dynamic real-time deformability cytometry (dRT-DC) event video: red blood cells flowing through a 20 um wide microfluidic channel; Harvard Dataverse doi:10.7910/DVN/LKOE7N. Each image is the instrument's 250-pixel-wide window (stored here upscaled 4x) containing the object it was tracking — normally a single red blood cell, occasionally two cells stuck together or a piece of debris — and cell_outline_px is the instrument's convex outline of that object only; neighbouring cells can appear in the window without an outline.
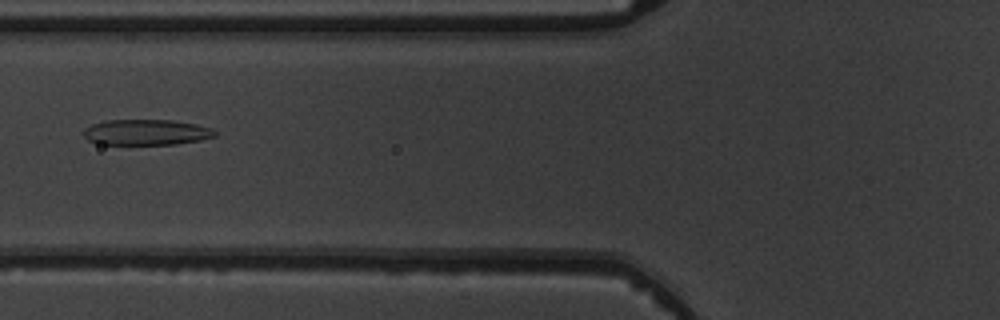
{"species": "common noctule bat (a hibernating species)", "species_latin": "Nyctalus noctula", "temperature_condition": "warm", "stored_images_in_passage": 6, "camera_frame_rate_fps": 3000, "um_per_image_px": 0.085, "animal": {"sex": "male", "body_mass_g": 19.5, "forearm_length_mm": 54.6}, "frame": {"image": 1, "passage_image": 6, "time_ms": 6.667, "image_size_px": [1000, 320], "cell_outline_px": [[216, 136], [200, 140], [176, 144], [96, 144], [88, 140], [84, 136], [84, 128], [92, 124], [108, 120], [172, 120], [196, 124], [212, 128], [216, 132]], "centroid_in_image_um": [12.43, 11.24], "position_along_channel_um": 113.4, "area_um2": 19.65}}